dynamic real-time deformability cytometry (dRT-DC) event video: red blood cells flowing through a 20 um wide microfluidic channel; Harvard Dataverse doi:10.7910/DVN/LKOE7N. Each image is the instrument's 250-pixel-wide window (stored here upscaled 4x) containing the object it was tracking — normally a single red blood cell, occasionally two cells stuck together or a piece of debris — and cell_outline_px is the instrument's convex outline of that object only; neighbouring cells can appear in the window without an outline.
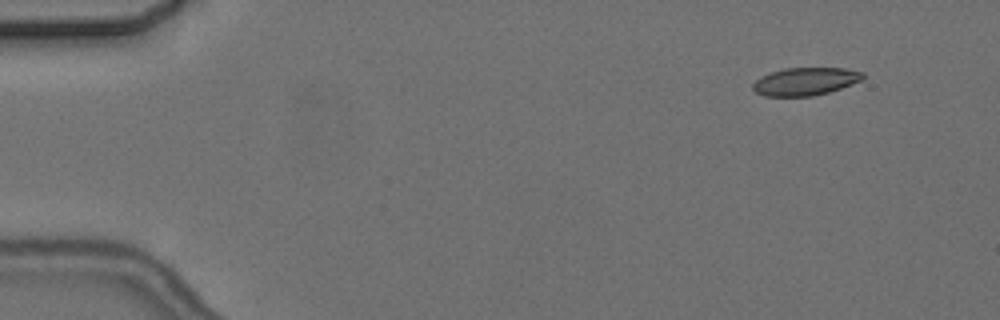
{"species": "common noctule bat (a hibernating species)", "species_latin": "Nyctalus noctula", "temperature_condition": "cold", "stored_images_in_passage": 8, "camera_frame_rate_fps": 3000, "um_per_image_px": 0.085, "animal": {"sex": "female", "body_mass_g": 24.6, "forearm_length_mm": 56.2}, "frame": {"image": 1, "passage_image": 2, "time_ms": 1.333, "image_size_px": [1000, 320], "cell_outline_px": [[864, 76], [860, 80], [852, 84], [828, 92], [812, 96], [764, 96], [756, 92], [752, 88], [752, 84], [756, 80], [772, 72], [784, 68], [844, 68], [864, 72]], "centroid_in_image_um": [68.45, 6.92], "position_along_channel_um": 16.5, "area_um2": 17.63}}
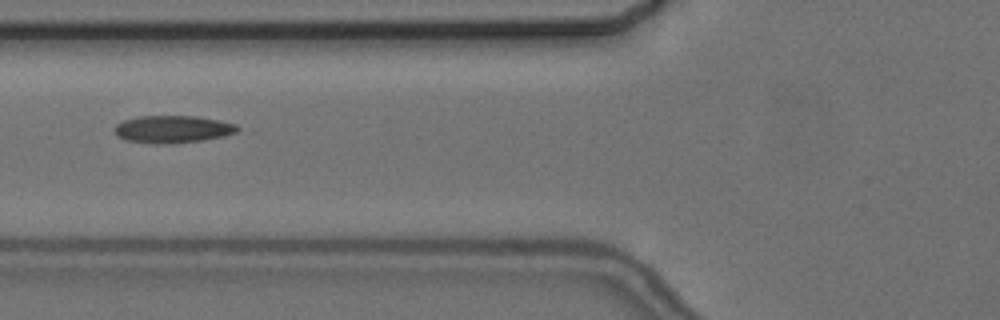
{"frame": {"image": 2, "passage_image": 6, "time_ms": 7.0, "image_size_px": [1000, 320], "cell_outline_px": [[240, 128], [236, 132], [224, 136], [204, 140], [160, 144], [156, 144], [128, 140], [120, 136], [116, 132], [116, 124], [124, 120], [140, 116], [196, 116], [220, 120], [236, 124]], "centroid_in_image_um": [14.74, 10.97], "position_along_channel_um": 111.1, "area_um2": 19.36}}
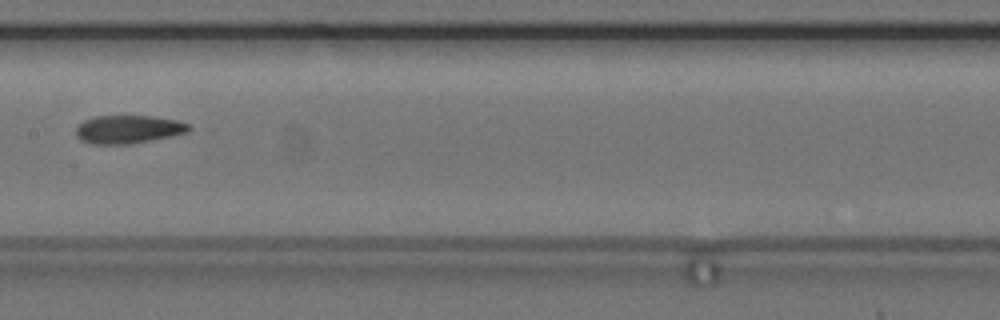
{"frame": {"image": 3, "passage_image": 8, "time_ms": 9.333, "image_size_px": [1000, 320], "cell_outline_px": [[196, 128], [188, 132], [172, 136], [132, 144], [92, 144], [80, 140], [76, 136], [76, 128], [84, 120], [96, 116], [152, 116], [176, 120], [192, 124]], "centroid_in_image_um": [10.97, 11.0], "position_along_channel_um": 196.4, "area_um2": 18.84}}